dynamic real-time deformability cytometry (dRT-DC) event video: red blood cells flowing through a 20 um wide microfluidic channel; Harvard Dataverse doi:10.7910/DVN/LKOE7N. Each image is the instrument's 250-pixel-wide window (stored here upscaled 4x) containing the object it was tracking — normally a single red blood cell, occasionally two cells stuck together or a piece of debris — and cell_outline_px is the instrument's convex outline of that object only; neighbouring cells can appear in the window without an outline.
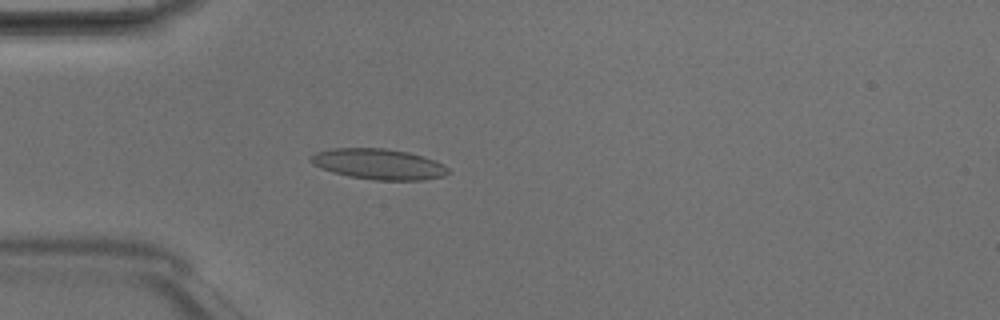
{"species": "Egyptian fruit bat (a non-hibernating species)", "species_latin": "Rousettus aegyptiacus", "temperature_condition": "room temperature", "stored_images_in_passage": 48, "camera_frame_rate_fps": 3000, "um_per_image_px": 0.085, "animal": {"sex": "male"}, "frame": {"image": 1, "passage_image": 13, "time_ms": 4.0, "image_size_px": [1000, 320], "cell_outline_px": [[448, 172], [444, 176], [424, 180], [376, 180], [348, 176], [332, 172], [312, 164], [308, 160], [308, 156], [316, 152], [332, 148], [384, 148], [408, 152], [432, 160], [448, 168]], "centroid_in_image_um": [32.1, 13.95], "position_along_channel_um": 52.9, "area_um2": 24.39}}
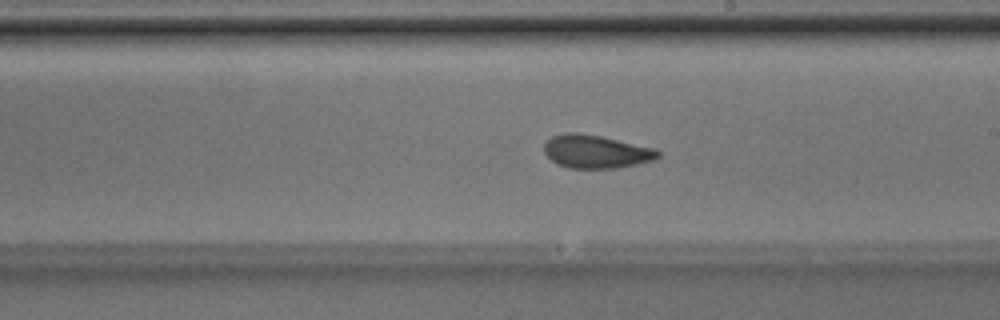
{"frame": {"image": 2, "passage_image": 27, "time_ms": 8.667, "image_size_px": [1000, 320], "cell_outline_px": [[660, 156], [656, 160], [616, 168], [568, 168], [556, 164], [544, 152], [544, 144], [552, 136], [564, 132], [576, 132], [600, 136], [656, 148], [660, 152]], "centroid_in_image_um": [50.67, 12.88], "position_along_channel_um": 238.3, "area_um2": 22.14}}
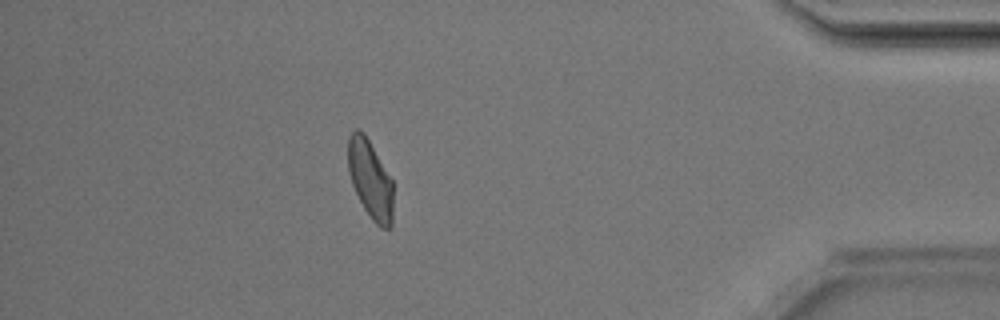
{"frame": {"image": 3, "passage_image": 42, "time_ms": 13.667, "image_size_px": [1000, 320], "cell_outline_px": [[392, 228], [380, 228], [372, 220], [364, 208], [352, 184], [348, 172], [348, 136], [356, 128], [360, 128], [364, 132], [392, 180]], "centroid_in_image_um": [31.46, 15.23], "position_along_channel_um": 403.7, "area_um2": 20.58}, "authors_computed_cell_mechanics": {"area_um2": 22.2241, "velocity_mm_per_s": 4.1846, "shape_relaxation_time_tau1_ms": 3.8068, "shape_relaxation_time_tau2_ms": 1.5102, "deformation_change_tau1": 0.1193, "deformation_change_tau2": 0.0667}}